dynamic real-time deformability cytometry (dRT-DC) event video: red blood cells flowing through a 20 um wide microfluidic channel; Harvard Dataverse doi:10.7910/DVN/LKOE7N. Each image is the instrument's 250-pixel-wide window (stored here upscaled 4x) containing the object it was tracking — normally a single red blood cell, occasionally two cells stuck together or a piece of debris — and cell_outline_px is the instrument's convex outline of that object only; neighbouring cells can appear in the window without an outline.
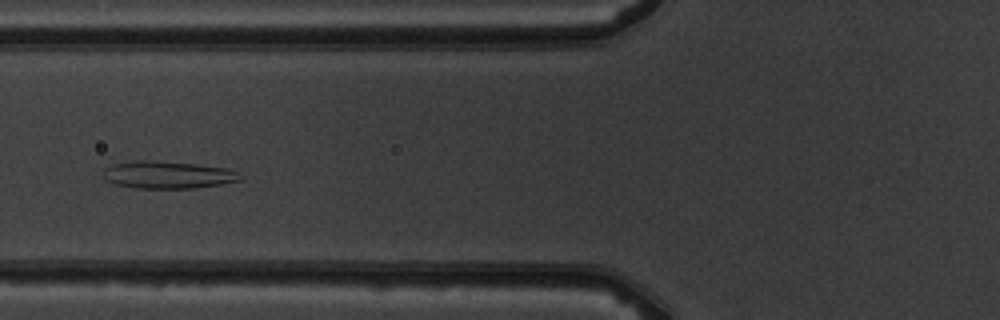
{"species": "common noctule bat (a hibernating species)", "species_latin": "Nyctalus noctula", "temperature_condition": "warm", "stored_images_in_passage": 10, "camera_frame_rate_fps": 3000, "um_per_image_px": 0.085, "animal": {"sex": "male", "body_mass_g": 19.5, "forearm_length_mm": 54.6}, "frame": {"image": 1, "passage_image": 5, "time_ms": 4.667, "image_size_px": [1000, 320], "cell_outline_px": [[244, 180], [220, 184], [192, 188], [136, 188], [116, 184], [104, 180], [104, 168], [112, 164], [136, 160], [148, 160], [196, 164], [228, 168], [236, 172]], "centroid_in_image_um": [14.24, 14.86], "position_along_channel_um": 111.6, "area_um2": 21.79}}
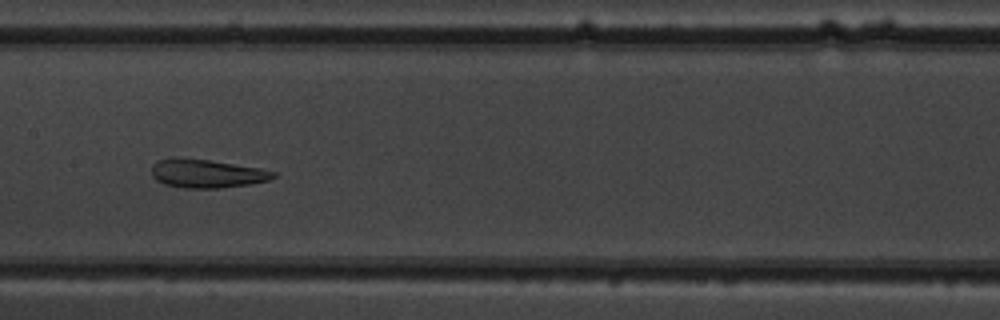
{"frame": {"image": 2, "passage_image": 7, "time_ms": 6.667, "image_size_px": [1000, 320], "cell_outline_px": [[276, 176], [268, 180], [248, 184], [220, 188], [184, 188], [164, 184], [156, 180], [152, 176], [152, 164], [160, 160], [172, 156], [180, 156], [208, 160], [260, 168], [276, 172]], "centroid_in_image_um": [17.52, 14.73], "position_along_channel_um": 189.9, "area_um2": 20.35}}
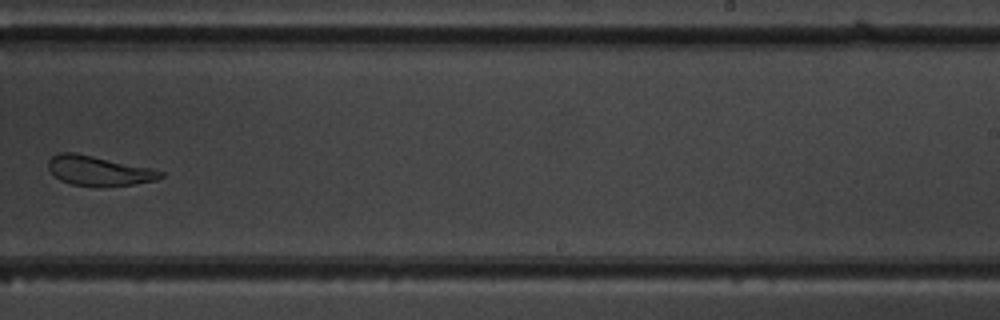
{"frame": {"image": 3, "passage_image": 9, "time_ms": 9.0, "image_size_px": [1000, 320], "cell_outline_px": [[164, 176], [156, 180], [136, 184], [100, 188], [72, 184], [60, 180], [48, 168], [48, 160], [52, 156], [60, 152], [76, 152], [152, 168], [164, 172]], "centroid_in_image_um": [8.42, 14.53], "position_along_channel_um": 280.6, "area_um2": 19.83}}